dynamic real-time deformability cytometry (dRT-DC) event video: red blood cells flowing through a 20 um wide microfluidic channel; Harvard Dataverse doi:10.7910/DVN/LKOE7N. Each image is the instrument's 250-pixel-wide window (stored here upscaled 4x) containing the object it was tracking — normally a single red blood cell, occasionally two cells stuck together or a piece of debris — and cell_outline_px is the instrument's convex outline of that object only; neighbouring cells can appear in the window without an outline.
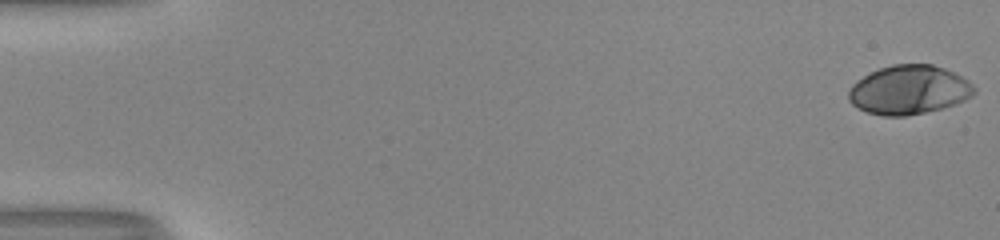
{"species": "human", "species_latin": "Homo sapiens", "temperature_condition": "room temperature", "stored_images_in_passage": 53, "camera_frame_rate_fps": 3000, "um_per_image_px": 0.085, "donor": {"sex": "male"}, "frame": {"image": 1, "passage_image": 1, "time_ms": 0.0, "image_size_px": [1000, 240], "cell_outline_px": [[976, 92], [972, 96], [956, 104], [924, 112], [904, 116], [884, 116], [868, 112], [852, 104], [848, 100], [848, 92], [852, 84], [856, 80], [880, 68], [892, 64], [932, 64], [944, 68], [968, 80], [976, 88]], "centroid_in_image_um": [77.26, 7.63], "position_along_channel_um": 7.7, "area_um2": 35.72}}
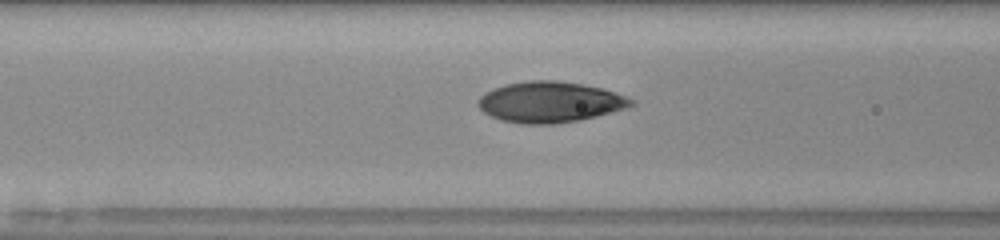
{"frame": {"image": 2, "passage_image": 23, "time_ms": 7.333, "image_size_px": [1000, 240], "cell_outline_px": [[636, 104], [628, 108], [580, 120], [556, 124], [520, 124], [500, 120], [484, 112], [476, 104], [476, 100], [484, 92], [492, 88], [504, 84], [528, 80], [556, 80], [580, 84], [600, 88], [616, 92], [636, 100]], "centroid_in_image_um": [46.74, 8.67], "position_along_channel_um": 119.9, "area_um2": 36.82}}
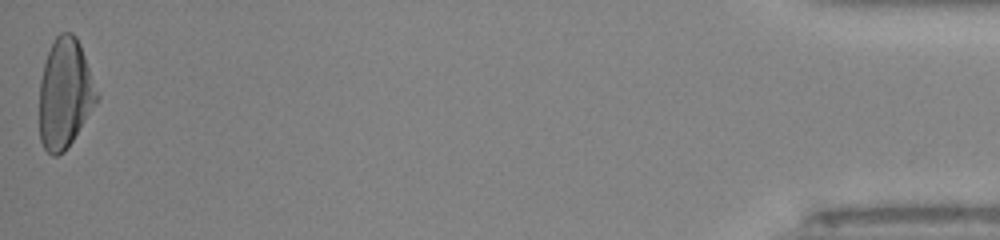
{"frame": {"image": 3, "passage_image": 53, "time_ms": 17.333, "image_size_px": [1000, 240], "cell_outline_px": [[100, 96], [72, 140], [64, 152], [56, 156], [52, 156], [44, 148], [40, 140], [40, 80], [44, 64], [48, 52], [56, 36], [60, 32], [72, 32], [76, 36], [80, 44]], "centroid_in_image_um": [5.51, 7.93], "position_along_channel_um": 429.7, "area_um2": 36.36}, "authors_computed_cell_mechanics": {"area_um2": 35.6626, "velocity_mm_per_s": 4.0562, "shape_relaxation_time_tau1_ms": 4.9042, "shape_relaxation_time_tau2_ms": 0.8232, "deformation_change_tau1": 0.2348, "deformation_change_tau2": 0.046}}